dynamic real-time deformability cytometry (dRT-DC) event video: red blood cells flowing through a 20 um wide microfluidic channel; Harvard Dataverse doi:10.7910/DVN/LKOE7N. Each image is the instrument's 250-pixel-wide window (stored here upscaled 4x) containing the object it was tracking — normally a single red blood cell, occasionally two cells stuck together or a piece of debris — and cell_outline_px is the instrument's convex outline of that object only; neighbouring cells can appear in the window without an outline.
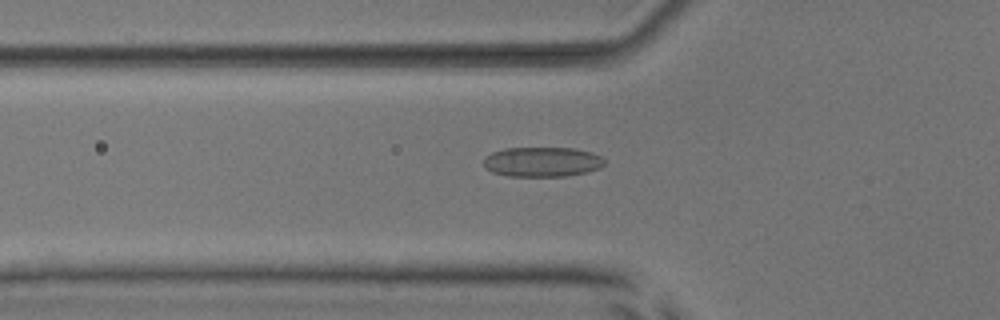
{"species": "common noctule bat (a hibernating species)", "species_latin": "Nyctalus noctula", "temperature_condition": "room temperature", "stored_images_in_passage": 47, "camera_frame_rate_fps": 3000, "um_per_image_px": 0.085, "animal": {"sex": "male", "body_mass_g": 17.9, "forearm_length_mm": 54.2}, "frame": {"image": 1, "passage_image": 18, "time_ms": 5.667, "image_size_px": [1000, 320], "cell_outline_px": [[604, 164], [600, 168], [588, 172], [564, 176], [508, 176], [492, 172], [484, 168], [484, 156], [492, 152], [504, 148], [572, 148], [592, 152], [600, 156], [604, 160]], "centroid_in_image_um": [46.06, 13.76], "position_along_channel_um": 79.7, "area_um2": 21.1}}
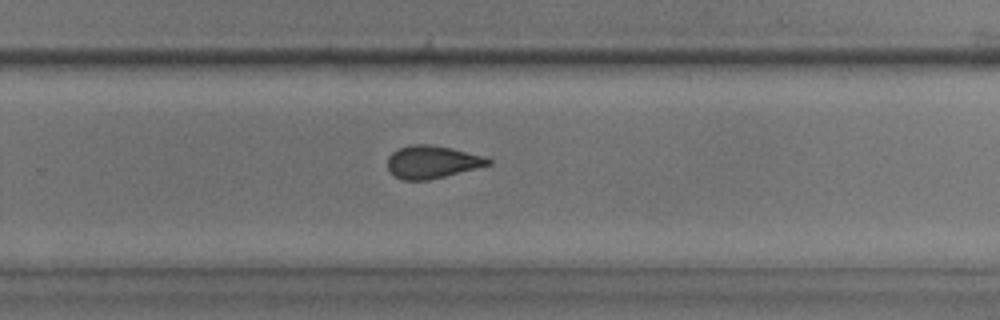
{"frame": {"image": 2, "passage_image": 34, "time_ms": 11.0, "image_size_px": [1000, 320], "cell_outline_px": [[492, 164], [428, 180], [404, 180], [396, 176], [388, 168], [388, 156], [392, 152], [408, 144], [428, 144], [452, 148], [484, 156], [492, 160]], "centroid_in_image_um": [36.73, 13.75], "position_along_channel_um": 293.1, "area_um2": 19.02}}
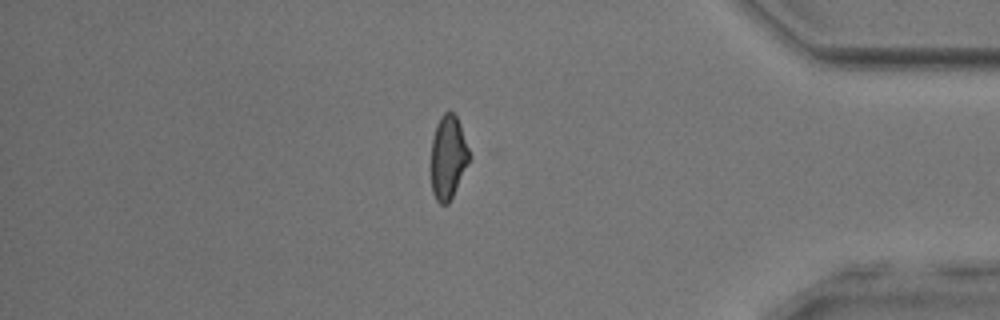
{"frame": {"image": 3, "passage_image": 44, "time_ms": 14.333, "image_size_px": [1000, 320], "cell_outline_px": [[472, 156], [448, 204], [440, 204], [436, 200], [432, 192], [432, 136], [436, 124], [440, 116], [444, 112], [452, 112], [456, 116], [460, 124]], "centroid_in_image_um": [38.1, 13.34], "position_along_channel_um": 397.1, "area_um2": 18.61}, "authors_computed_cell_mechanics": {"area_um2": 19.9988, "velocity_mm_per_s": 4.0002, "shape_relaxation_time_tau1_ms": null, "shape_relaxation_time_tau2_ms": 1.7373, "deformation_change_tau1": null, "deformation_change_tau2": 0.0875}}